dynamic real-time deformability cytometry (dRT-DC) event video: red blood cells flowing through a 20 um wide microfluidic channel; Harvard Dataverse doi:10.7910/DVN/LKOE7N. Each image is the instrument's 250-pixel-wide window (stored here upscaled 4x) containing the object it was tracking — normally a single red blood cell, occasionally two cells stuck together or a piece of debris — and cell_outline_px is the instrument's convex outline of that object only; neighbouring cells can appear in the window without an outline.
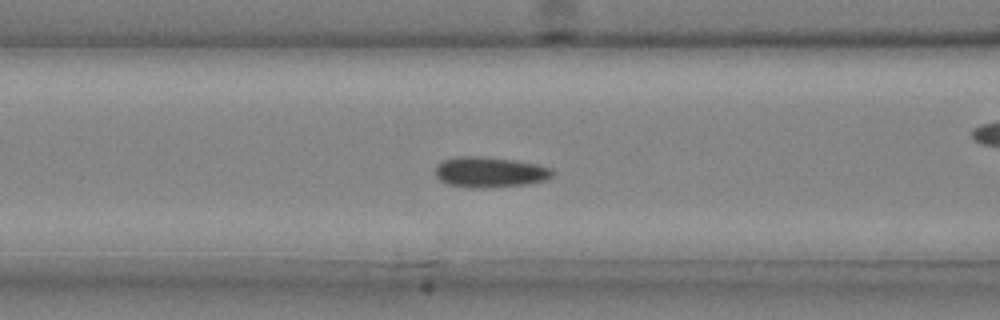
{"species": "common noctule bat (a hibernating species)", "species_latin": "Nyctalus noctula", "temperature_condition": "cold", "stored_images_in_passage": 34, "camera_frame_rate_fps": 3000, "um_per_image_px": 0.085, "animal": {"sex": "male", "body_mass_g": 20.4}, "frame": {"image": 1, "passage_image": 9, "time_ms": 2.667, "image_size_px": [1000, 320], "cell_outline_px": [[556, 172], [548, 180], [528, 184], [488, 188], [472, 188], [448, 184], [440, 180], [436, 176], [436, 168], [444, 160], [456, 156], [480, 156], [516, 160], [540, 164], [552, 168]], "centroid_in_image_um": [41.72, 14.63], "position_along_channel_um": 124.9, "area_um2": 21.15}}
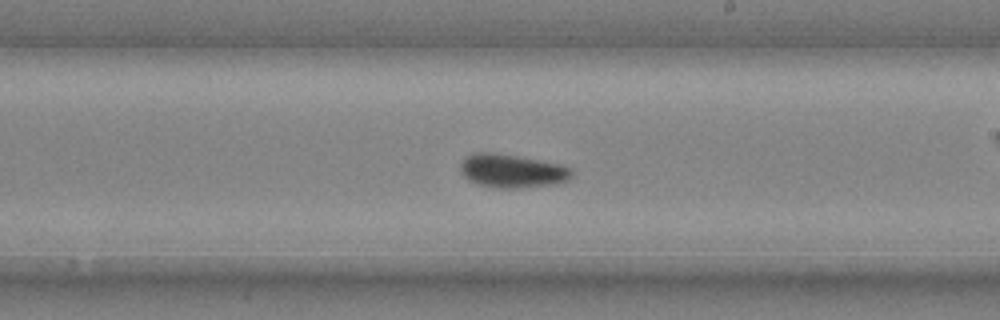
{"frame": {"image": 2, "passage_image": 17, "time_ms": 5.333, "image_size_px": [1000, 320], "cell_outline_px": [[572, 176], [568, 180], [556, 184], [520, 188], [492, 188], [468, 180], [464, 176], [460, 168], [460, 164], [464, 156], [476, 152], [492, 152], [564, 164], [572, 168]], "centroid_in_image_um": [43.54, 14.53], "position_along_channel_um": 245.5, "area_um2": 22.02}}
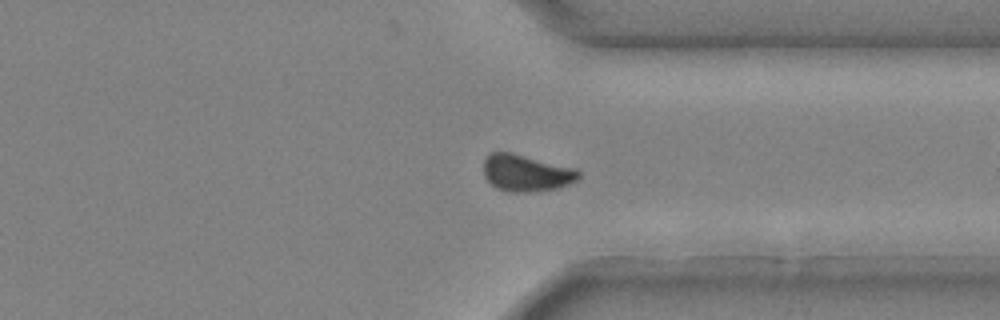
{"frame": {"image": 3, "passage_image": 25, "time_ms": 8.0, "image_size_px": [1000, 320], "cell_outline_px": [[580, 176], [576, 180], [568, 184], [556, 188], [528, 192], [508, 192], [496, 188], [484, 176], [484, 160], [492, 152], [512, 152], [576, 168], [580, 172]], "centroid_in_image_um": [44.73, 14.7], "position_along_channel_um": 366.7, "area_um2": 20.35}}